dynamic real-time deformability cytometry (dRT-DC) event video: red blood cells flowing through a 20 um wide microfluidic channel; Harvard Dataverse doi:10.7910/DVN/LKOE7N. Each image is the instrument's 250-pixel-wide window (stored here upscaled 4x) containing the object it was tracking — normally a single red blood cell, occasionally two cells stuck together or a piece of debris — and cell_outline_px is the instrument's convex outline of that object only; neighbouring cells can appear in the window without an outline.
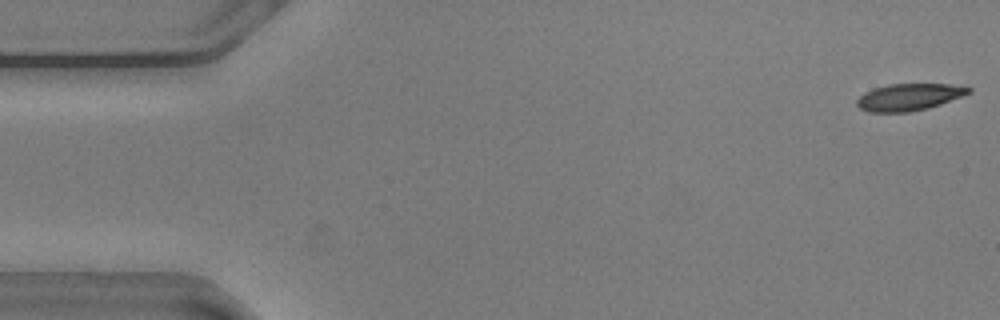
{"species": "common noctule bat (a hibernating species)", "species_latin": "Nyctalus noctula", "temperature_condition": "warm", "stored_images_in_passage": 55, "camera_frame_rate_fps": 3000, "um_per_image_px": 0.085, "animal": {"sex": "male", "body_mass_g": 20.5, "forearm_length_mm": 52.5}, "frame": {"image": 1, "passage_image": 1, "time_ms": 0.0, "image_size_px": [1000, 320], "cell_outline_px": [[972, 92], [940, 104], [928, 108], [908, 112], [868, 112], [860, 108], [856, 104], [856, 100], [864, 92], [872, 88], [888, 84], [948, 84], [972, 88]], "centroid_in_image_um": [77.23, 8.25], "position_along_channel_um": 7.8, "area_um2": 17.51}}
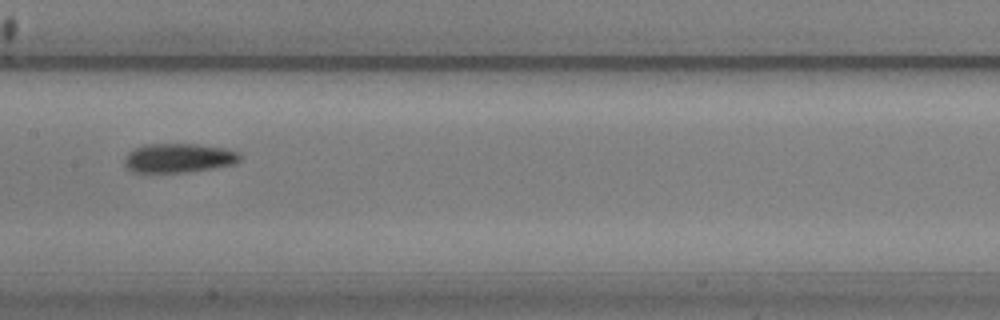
{"frame": {"image": 2, "passage_image": 27, "time_ms": 8.667, "image_size_px": [1000, 320], "cell_outline_px": [[244, 156], [236, 164], [188, 172], [132, 172], [124, 164], [124, 156], [128, 152], [144, 144], [196, 144], [228, 148], [240, 152]], "centroid_in_image_um": [15.24, 13.42], "position_along_channel_um": 192.2, "area_um2": 19.94}}
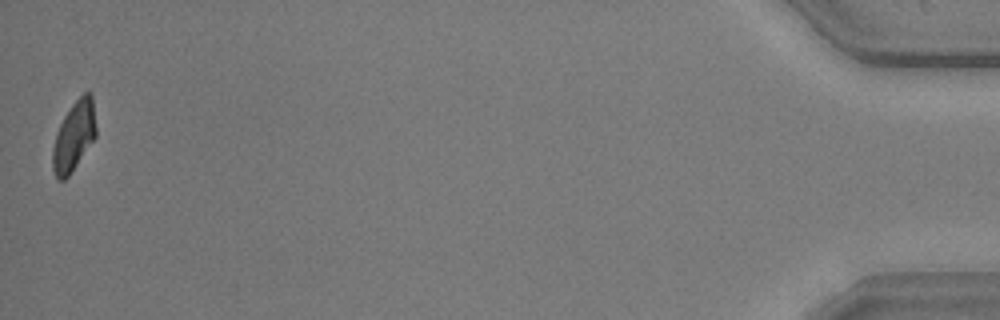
{"frame": {"image": 3, "passage_image": 55, "time_ms": 18.0, "image_size_px": [1000, 320], "cell_outline_px": [[96, 136], [68, 176], [64, 180], [56, 180], [52, 168], [52, 148], [56, 132], [64, 116], [72, 104], [84, 92], [92, 92], [96, 128]], "centroid_in_image_um": [6.27, 11.56], "position_along_channel_um": 428.9, "area_um2": 17.57}, "authors_computed_cell_mechanics": {"area_um2": 19.074, "velocity_mm_per_s": 3.6099, "shape_relaxation_time_tau1_ms": 4.4792, "shape_relaxation_time_tau2_ms": 5.6579, "deformation_change_tau1": 0.1211, "deformation_change_tau2": 0.1343}}